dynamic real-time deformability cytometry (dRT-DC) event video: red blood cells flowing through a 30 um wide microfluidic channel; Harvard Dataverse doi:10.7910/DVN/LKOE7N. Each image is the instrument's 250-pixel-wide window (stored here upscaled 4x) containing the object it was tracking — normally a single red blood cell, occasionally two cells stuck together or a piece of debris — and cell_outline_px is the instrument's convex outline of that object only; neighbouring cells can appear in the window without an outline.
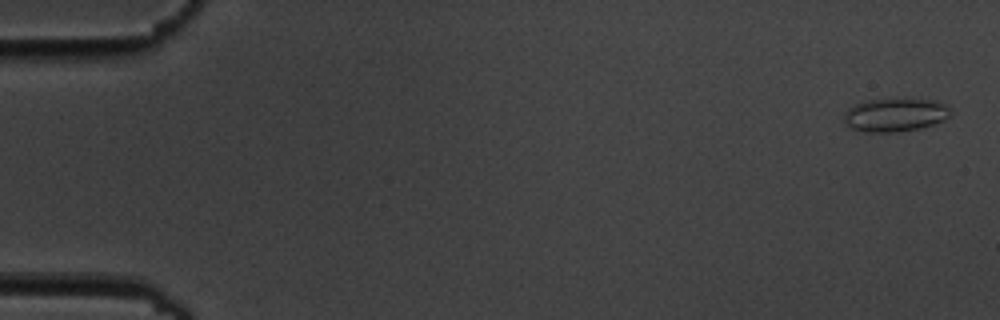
{"species": "common noctule bat (a hibernating species)", "species_latin": "Nyctalus noctula", "temperature_condition": "cold", "stored_images_in_passage": 4, "camera_frame_rate_fps": 3000, "um_per_image_px": 0.085, "animal": {"sex": "male", "body_mass_g": 19.5, "forearm_length_mm": 54.6}, "frame": {"image": 1, "passage_image": 1, "time_ms": 0.0, "image_size_px": [1000, 320], "cell_outline_px": [[952, 112], [944, 120], [920, 128], [892, 132], [864, 132], [852, 128], [844, 124], [844, 112], [848, 108], [864, 100], [912, 96], [932, 100], [944, 104]], "centroid_in_image_um": [76.06, 9.72], "position_along_channel_um": 8.9, "area_um2": 21.33}}